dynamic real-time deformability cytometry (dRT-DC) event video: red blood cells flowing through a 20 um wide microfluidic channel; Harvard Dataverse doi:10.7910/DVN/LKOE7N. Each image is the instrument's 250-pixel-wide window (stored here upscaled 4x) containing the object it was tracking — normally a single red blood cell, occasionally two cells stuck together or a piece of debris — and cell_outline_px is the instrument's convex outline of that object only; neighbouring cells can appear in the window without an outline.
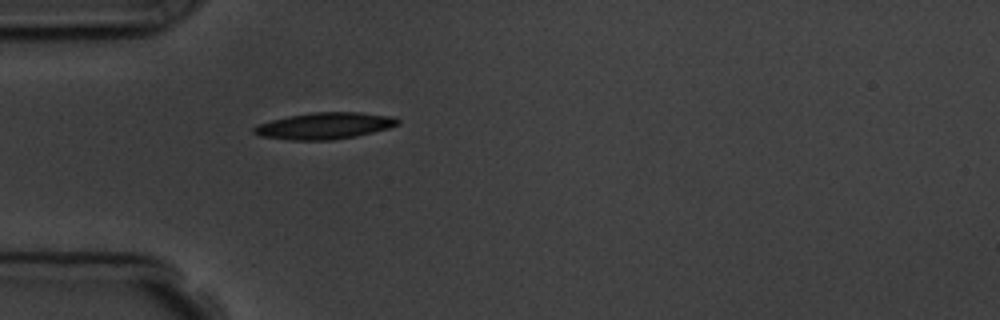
{"species": "common noctule bat (a hibernating species)", "species_latin": "Nyctalus noctula", "temperature_condition": "room temperature", "stored_images_in_passage": 5, "camera_frame_rate_fps": 3000, "um_per_image_px": 0.085, "animal": {"sex": "male", "body_mass_g": 19.5, "forearm_length_mm": 54.6}, "frame": {"image": 1, "passage_image": 5, "time_ms": 4.667, "image_size_px": [1000, 320], "cell_outline_px": [[400, 124], [388, 128], [356, 136], [332, 140], [292, 140], [260, 136], [252, 132], [252, 128], [260, 124], [272, 120], [288, 116], [312, 112], [360, 112], [392, 116], [400, 120]], "centroid_in_image_um": [27.6, 10.69], "position_along_channel_um": 57.4, "area_um2": 22.2}}